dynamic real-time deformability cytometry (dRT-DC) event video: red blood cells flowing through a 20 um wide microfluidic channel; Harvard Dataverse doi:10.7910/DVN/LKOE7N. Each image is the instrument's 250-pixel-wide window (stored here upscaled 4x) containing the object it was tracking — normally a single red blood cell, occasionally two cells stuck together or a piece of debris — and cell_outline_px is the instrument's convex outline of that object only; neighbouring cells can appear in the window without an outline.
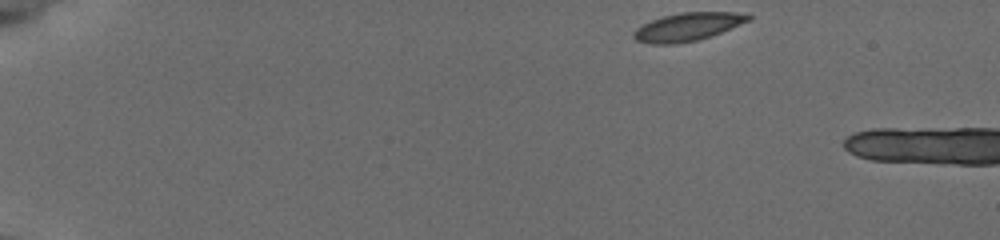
{"species": "common noctule bat (a hibernating species)", "species_latin": "Nyctalus noctula", "temperature_condition": "cold", "stored_images_in_passage": 7, "camera_frame_rate_fps": 3000, "um_per_image_px": 0.085, "animal": {"sex": "female", "body_mass_g": 19.5, "forearm_length_mm": 54.1}, "frame": {"image": 1, "passage_image": 1, "time_ms": 0.0, "image_size_px": [1000, 240], "cell_outline_px": [[752, 20], [720, 32], [696, 40], [676, 44], [648, 44], [636, 40], [632, 36], [632, 32], [636, 28], [652, 20], [664, 16], [680, 12], [736, 12], [752, 16]], "centroid_in_image_um": [58.42, 2.28], "position_along_channel_um": 26.6, "area_um2": 18.67}}